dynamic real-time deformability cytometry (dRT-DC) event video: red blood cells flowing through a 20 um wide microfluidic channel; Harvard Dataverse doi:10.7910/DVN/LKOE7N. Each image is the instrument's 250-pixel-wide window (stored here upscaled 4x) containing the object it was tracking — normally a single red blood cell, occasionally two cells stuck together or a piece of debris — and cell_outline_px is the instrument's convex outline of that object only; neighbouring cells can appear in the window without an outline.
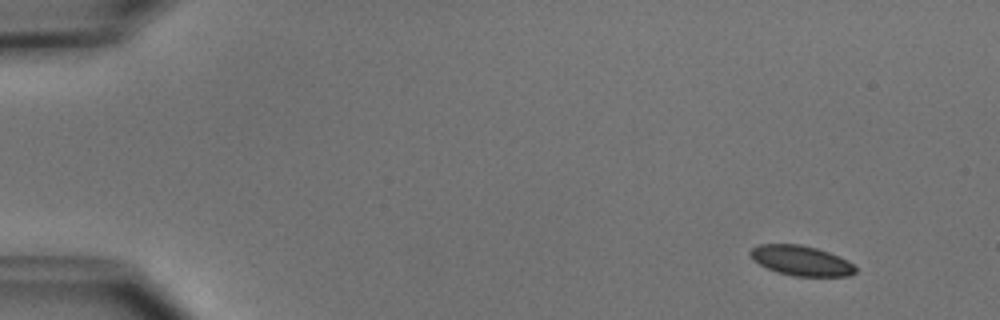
{"species": "common noctule bat (a hibernating species)", "species_latin": "Nyctalus noctula", "temperature_condition": "cold", "stored_images_in_passage": 5, "camera_frame_rate_fps": 3000, "um_per_image_px": 0.085, "animal": {"sex": "male", "body_mass_g": 15.6}, "frame": {"image": 1, "passage_image": 2, "time_ms": 1.333, "image_size_px": [1000, 320], "cell_outline_px": [[856, 272], [848, 276], [792, 276], [776, 272], [752, 260], [748, 252], [752, 248], [760, 244], [800, 244], [816, 248], [828, 252], [848, 260], [856, 268]], "centroid_in_image_um": [68.07, 22.15], "position_along_channel_um": 16.9, "area_um2": 18.38}}